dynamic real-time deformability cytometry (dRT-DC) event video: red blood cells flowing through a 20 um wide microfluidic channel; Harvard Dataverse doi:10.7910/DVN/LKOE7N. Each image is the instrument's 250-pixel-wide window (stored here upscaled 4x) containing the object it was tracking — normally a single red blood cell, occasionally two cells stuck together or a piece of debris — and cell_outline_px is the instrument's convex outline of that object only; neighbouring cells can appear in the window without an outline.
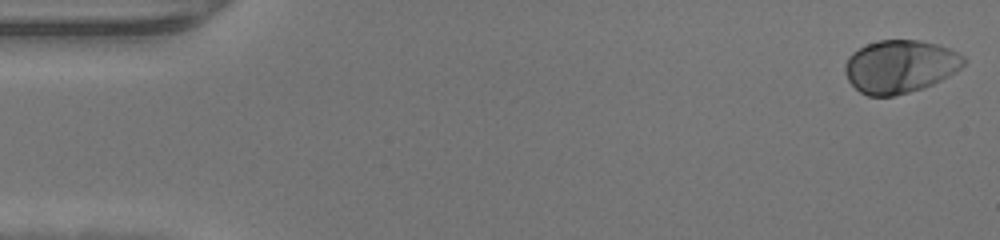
{"species": "human", "species_latin": "Homo sapiens", "temperature_condition": "warm", "stored_images_in_passage": 47, "camera_frame_rate_fps": 3000, "um_per_image_px": 0.085, "donor": {"sex": "male"}, "frame": {"image": 1, "passage_image": 1, "time_ms": 0.0, "image_size_px": [1000, 240], "cell_outline_px": [[968, 60], [960, 68], [948, 76], [932, 84], [908, 92], [892, 96], [868, 96], [860, 92], [848, 80], [844, 72], [844, 64], [848, 56], [852, 52], [868, 44], [880, 40], [920, 40], [936, 44], [948, 48], [964, 56]], "centroid_in_image_um": [76.48, 5.64], "position_along_channel_um": 8.5, "area_um2": 36.47}}
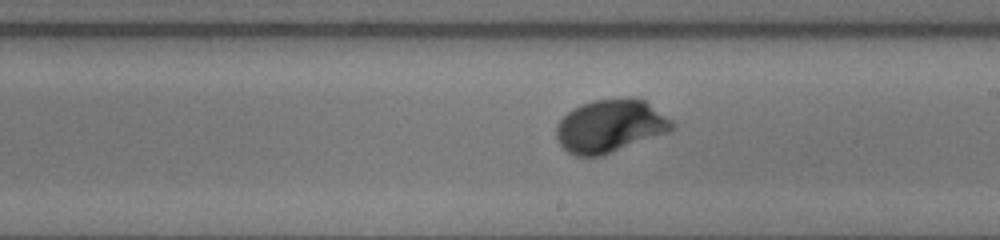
{"frame": {"image": 2, "passage_image": 27, "time_ms": 8.667, "image_size_px": [1000, 240], "cell_outline_px": [[676, 128], [668, 132], [604, 156], [576, 156], [568, 152], [560, 144], [556, 136], [556, 128], [560, 120], [572, 108], [580, 104], [592, 100], [628, 96], [632, 96], [644, 100], [672, 120], [676, 124]], "centroid_in_image_um": [51.88, 10.7], "position_along_channel_um": 237.1, "area_um2": 36.18}}
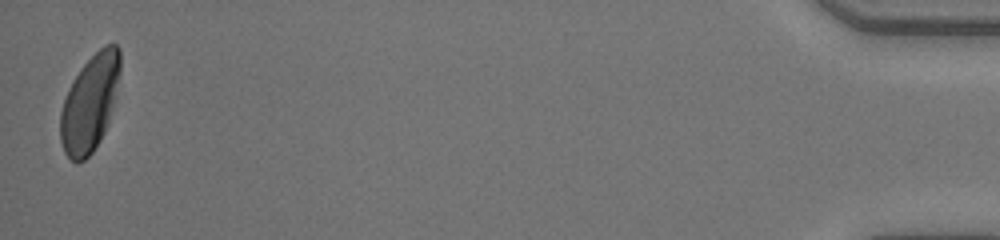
{"frame": {"image": 3, "passage_image": 47, "time_ms": 15.333, "image_size_px": [1000, 240], "cell_outline_px": [[120, 72], [108, 120], [104, 132], [100, 140], [92, 152], [84, 160], [76, 164], [64, 152], [60, 140], [60, 112], [68, 88], [72, 80], [80, 68], [104, 44], [116, 44], [120, 48]], "centroid_in_image_um": [7.61, 8.76], "position_along_channel_um": 427.6, "area_um2": 33.29}}